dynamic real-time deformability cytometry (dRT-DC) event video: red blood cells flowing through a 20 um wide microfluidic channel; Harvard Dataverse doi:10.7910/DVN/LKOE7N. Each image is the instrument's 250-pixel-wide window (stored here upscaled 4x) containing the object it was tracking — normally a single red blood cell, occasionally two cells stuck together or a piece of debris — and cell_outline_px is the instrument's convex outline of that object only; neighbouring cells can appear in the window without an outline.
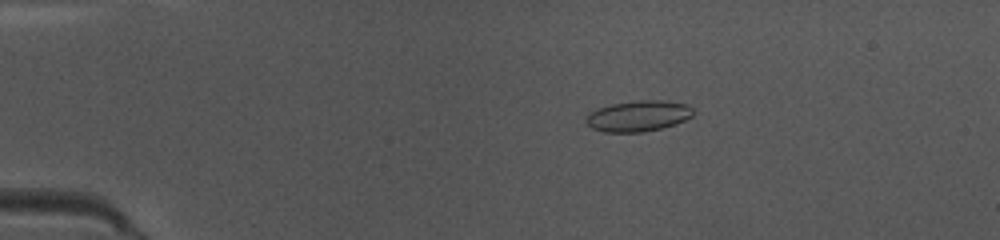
{"species": "common noctule bat (a hibernating species)", "species_latin": "Nyctalus noctula", "temperature_condition": "warm", "stored_images_in_passage": 50, "camera_frame_rate_fps": 3000, "um_per_image_px": 0.085, "animal": {"sex": "female", "body_mass_g": 10.0, "forearm_length_mm": 53.1}, "frame": {"image": 1, "passage_image": 10, "time_ms": 3.0, "image_size_px": [1000, 240], "cell_outline_px": [[692, 116], [676, 124], [644, 132], [604, 132], [592, 128], [584, 120], [596, 108], [612, 104], [640, 100], [656, 100], [688, 104], [692, 108]], "centroid_in_image_um": [54.25, 9.86], "position_along_channel_um": 30.8, "area_um2": 19.07}}
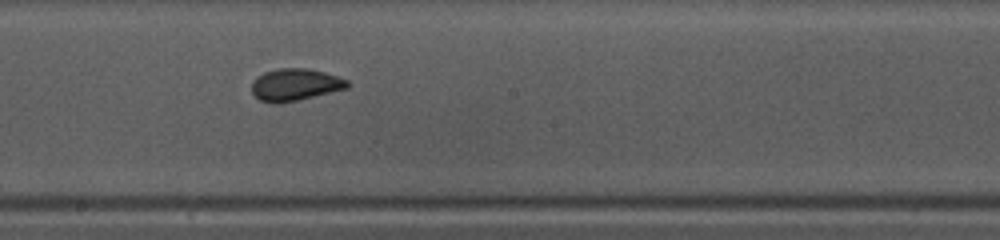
{"frame": {"image": 2, "passage_image": 28, "time_ms": 9.0, "image_size_px": [1000, 240], "cell_outline_px": [[352, 84], [348, 88], [296, 100], [276, 104], [260, 100], [252, 92], [252, 80], [256, 76], [264, 72], [276, 68], [308, 68], [324, 72], [348, 80]], "centroid_in_image_um": [25.08, 7.18], "position_along_channel_um": 223.1, "area_um2": 17.92}}
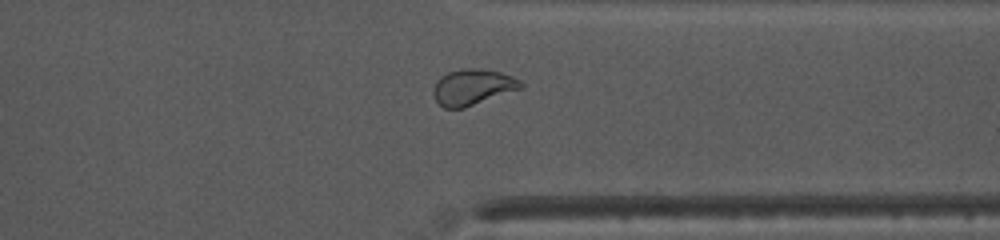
{"frame": {"image": 3, "passage_image": 39, "time_ms": 12.667, "image_size_px": [1000, 240], "cell_outline_px": [[524, 84], [520, 88], [464, 108], [444, 108], [436, 100], [432, 92], [436, 80], [440, 76], [448, 72], [464, 68], [476, 68], [500, 72], [512, 76], [520, 80]], "centroid_in_image_um": [40.13, 7.39], "position_along_channel_um": 371.3, "area_um2": 18.09}, "authors_computed_cell_mechanics": {"area_um2": 18.2648, "velocity_mm_per_s": 4.0476, "shape_relaxation_time_tau1_ms": 5.5121, "shape_relaxation_time_tau2_ms": 0.7966, "deformation_change_tau1": 0.1272, "deformation_change_tau2": 0.0426}}